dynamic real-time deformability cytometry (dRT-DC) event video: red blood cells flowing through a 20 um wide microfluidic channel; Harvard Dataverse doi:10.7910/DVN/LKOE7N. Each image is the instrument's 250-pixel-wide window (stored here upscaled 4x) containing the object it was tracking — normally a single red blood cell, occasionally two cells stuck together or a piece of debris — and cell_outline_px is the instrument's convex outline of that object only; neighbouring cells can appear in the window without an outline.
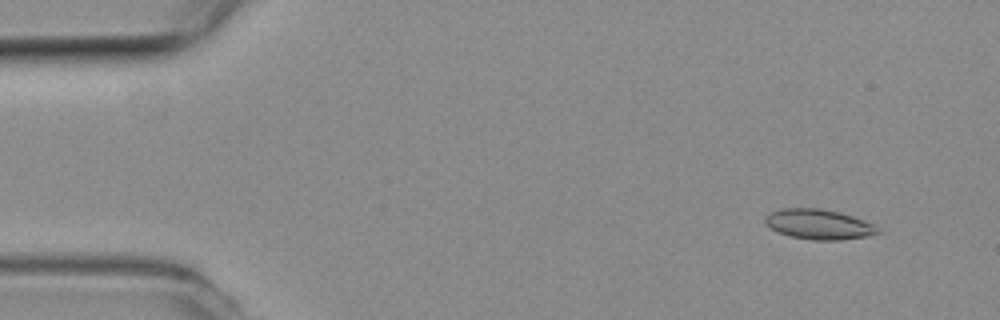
{"species": "common noctule bat (a hibernating species)", "species_latin": "Nyctalus noctula", "temperature_condition": "room temperature", "stored_images_in_passage": 55, "segment_of_instrument_passage": [1, 2], "camera_frame_rate_fps": 3000, "um_per_image_px": 0.085, "animal": {"sex": "female", "body_mass_g": 19.3, "forearm_length_mm": 54.1}, "frame": {"image": 1, "passage_image": 5, "time_ms": 1.333, "image_size_px": [1000, 320], "cell_outline_px": [[880, 232], [864, 236], [840, 240], [812, 240], [788, 236], [764, 224], [764, 216], [772, 212], [784, 208], [820, 208], [852, 216], [864, 220], [880, 228]], "centroid_in_image_um": [69.56, 19.07], "position_along_channel_um": 15.4, "area_um2": 19.54}}
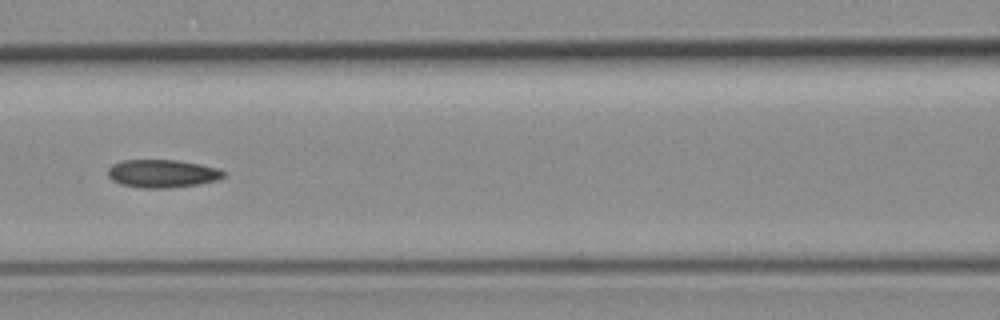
{"frame": {"image": 2, "passage_image": 24, "time_ms": 7.667, "image_size_px": [1000, 320], "cell_outline_px": [[224, 176], [216, 180], [196, 184], [168, 188], [140, 188], [120, 184], [112, 180], [108, 176], [108, 168], [112, 164], [120, 160], [176, 160], [200, 164], [220, 168], [224, 172]], "centroid_in_image_um": [13.75, 14.75], "position_along_channel_um": 152.8, "area_um2": 18.9}}
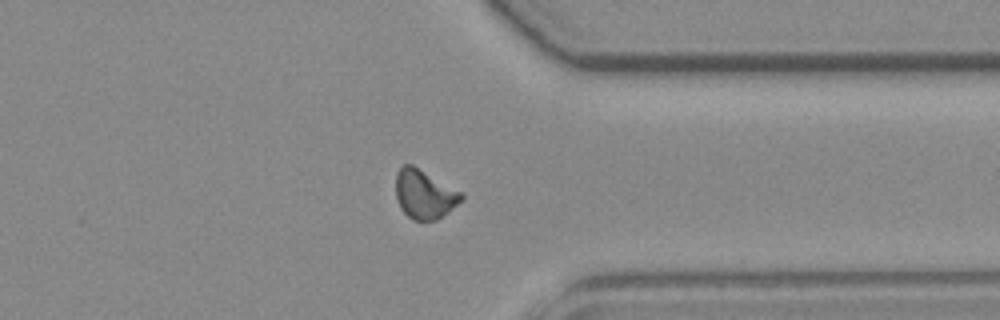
{"frame": {"image": 3, "passage_image": 42, "time_ms": 13.667, "image_size_px": [1000, 320], "cell_outline_px": [[464, 200], [448, 212], [436, 220], [412, 220], [400, 208], [396, 196], [396, 172], [404, 164], [412, 164], [464, 192]], "centroid_in_image_um": [36.11, 16.5], "position_along_channel_um": 375.3, "area_um2": 19.02}}